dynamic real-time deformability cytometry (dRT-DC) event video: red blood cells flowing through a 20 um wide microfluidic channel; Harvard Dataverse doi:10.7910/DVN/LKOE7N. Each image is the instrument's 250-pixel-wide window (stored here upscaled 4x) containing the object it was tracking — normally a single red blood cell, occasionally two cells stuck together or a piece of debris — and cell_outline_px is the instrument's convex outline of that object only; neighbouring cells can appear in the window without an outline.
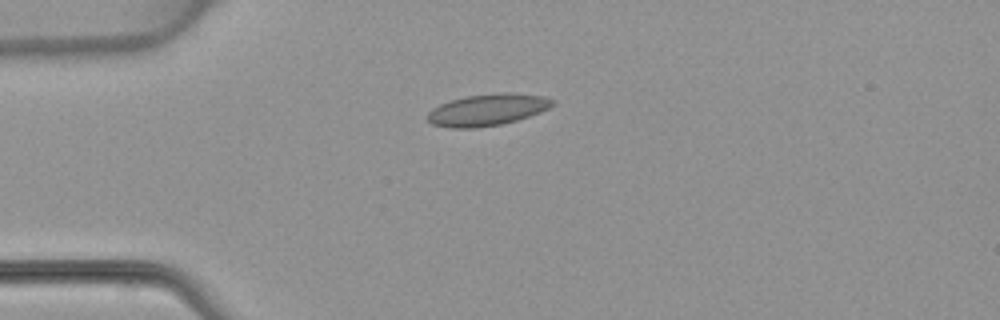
{"species": "common noctule bat (a hibernating species)", "species_latin": "Nyctalus noctula", "temperature_condition": "warm", "stored_images_in_passage": 3, "camera_frame_rate_fps": 3000, "um_per_image_px": 0.085, "animal": {"sex": "female", "body_mass_g": 22.7, "forearm_length_mm": 54.2}, "frame": {"image": 1, "passage_image": 1, "time_ms": 0.0, "image_size_px": [1000, 320], "cell_outline_px": [[556, 100], [548, 108], [540, 112], [516, 120], [500, 124], [472, 128], [452, 128], [432, 124], [428, 120], [428, 112], [432, 108], [448, 100], [468, 96], [504, 92], [508, 92], [544, 96]], "centroid_in_image_um": [41.41, 9.32], "position_along_channel_um": 43.6, "area_um2": 22.89}}
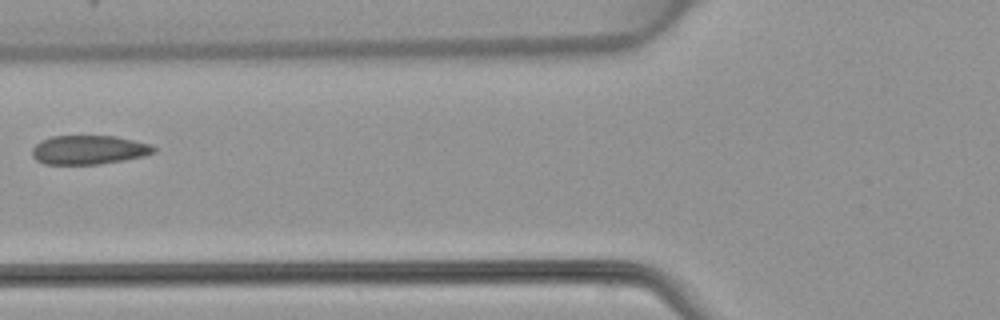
{"frame": {"image": 2, "passage_image": 3, "time_ms": 2.333, "image_size_px": [1000, 320], "cell_outline_px": [[156, 152], [144, 156], [124, 160], [100, 164], [44, 164], [36, 160], [32, 156], [32, 148], [40, 140], [52, 136], [116, 136], [152, 144], [156, 148]], "centroid_in_image_um": [7.56, 12.73], "position_along_channel_um": 118.2, "area_um2": 20.75}}